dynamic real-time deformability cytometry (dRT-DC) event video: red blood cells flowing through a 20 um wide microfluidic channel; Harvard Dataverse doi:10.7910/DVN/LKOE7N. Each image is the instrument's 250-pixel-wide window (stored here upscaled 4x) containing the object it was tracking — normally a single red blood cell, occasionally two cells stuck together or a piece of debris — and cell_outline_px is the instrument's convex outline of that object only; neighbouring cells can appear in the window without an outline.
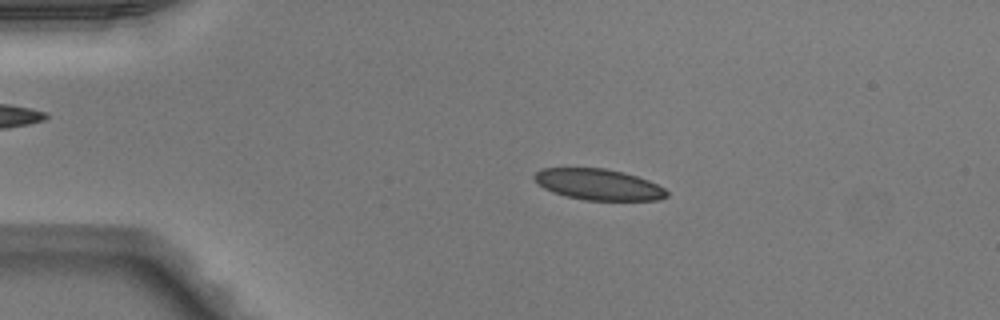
{"species": "Egyptian fruit bat (a non-hibernating species)", "species_latin": "Rousettus aegyptiacus", "temperature_condition": "warm", "stored_images_in_passage": 44, "camera_frame_rate_fps": 3000, "um_per_image_px": 0.085, "animal": {"sex": "male"}, "frame": {"image": 1, "passage_image": 4, "time_ms": 1.0, "image_size_px": [1000, 320], "cell_outline_px": [[668, 196], [660, 200], [584, 200], [552, 192], [544, 188], [532, 176], [540, 168], [604, 168], [624, 172], [648, 180], [664, 188], [668, 192]], "centroid_in_image_um": [50.88, 15.68], "position_along_channel_um": 34.1, "area_um2": 23.87}}
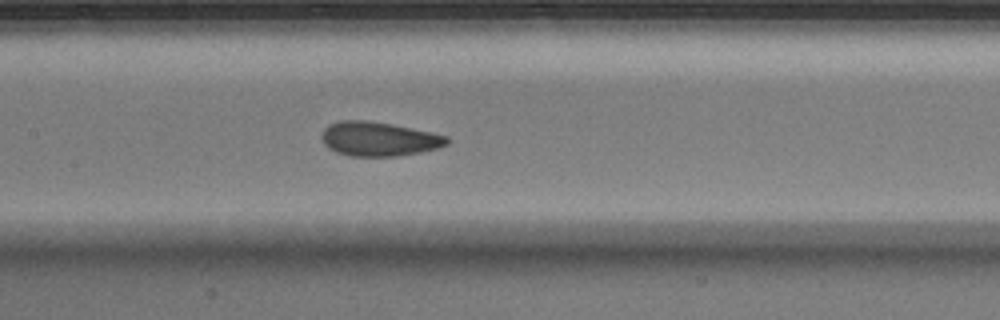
{"frame": {"image": 2, "passage_image": 18, "time_ms": 5.667, "image_size_px": [1000, 320], "cell_outline_px": [[448, 144], [440, 148], [420, 152], [396, 156], [352, 156], [336, 152], [328, 148], [324, 144], [324, 128], [328, 124], [340, 120], [368, 120], [392, 124], [432, 132], [448, 136]], "centroid_in_image_um": [32.23, 11.8], "position_along_channel_um": 175.2, "area_um2": 24.97}}
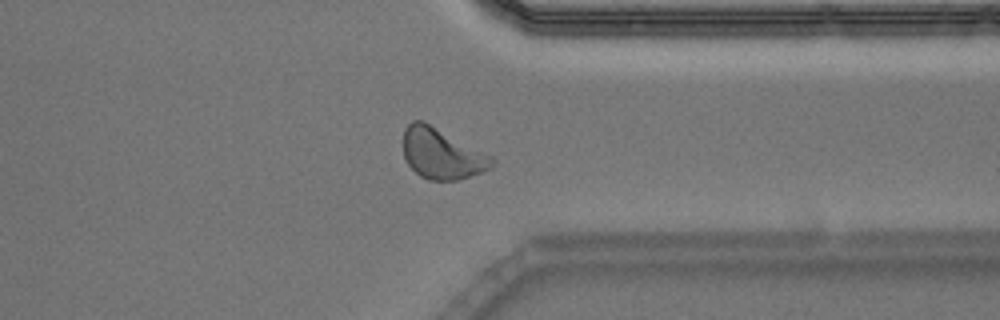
{"frame": {"image": 3, "passage_image": 33, "time_ms": 10.667, "image_size_px": [1000, 320], "cell_outline_px": [[496, 160], [492, 168], [456, 180], [428, 180], [420, 176], [408, 164], [404, 156], [404, 128], [412, 120], [424, 120], [492, 156]], "centroid_in_image_um": [37.55, 13.05], "position_along_channel_um": 373.9, "area_um2": 26.13}, "authors_computed_cell_mechanics": {"area_um2": 25.2008, "velocity_mm_per_s": 4.0148, "shape_relaxation_time_tau1_ms": 2.7032, "shape_relaxation_time_tau2_ms": 1.1061, "deformation_change_tau1": 0.0823, "deformation_change_tau2": 0.0691}}